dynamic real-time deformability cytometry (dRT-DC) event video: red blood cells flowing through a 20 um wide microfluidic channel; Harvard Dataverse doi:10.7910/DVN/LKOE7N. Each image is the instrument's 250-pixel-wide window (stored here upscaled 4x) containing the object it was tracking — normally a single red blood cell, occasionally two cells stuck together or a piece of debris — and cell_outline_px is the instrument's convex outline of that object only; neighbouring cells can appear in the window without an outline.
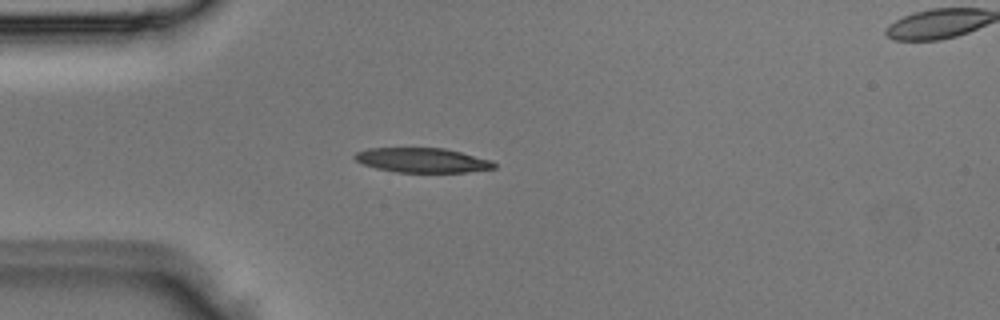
{"species": "Egyptian fruit bat (a non-hibernating species)", "species_latin": "Rousettus aegyptiacus", "temperature_condition": "room temperature", "stored_images_in_passage": 2, "segment_of_instrument_passage": [1, 2], "camera_frame_rate_fps": 3000, "um_per_image_px": 0.085, "animal": {"sex": "male"}, "frame": {"image": 1, "passage_image": 1, "time_ms": 0.0, "image_size_px": [1000, 320], "cell_outline_px": [[496, 168], [468, 172], [396, 172], [376, 168], [364, 164], [356, 160], [352, 156], [356, 152], [368, 148], [444, 148], [492, 160], [496, 164]], "centroid_in_image_um": [35.9, 13.62], "position_along_channel_um": 49.1, "area_um2": 19.94}}